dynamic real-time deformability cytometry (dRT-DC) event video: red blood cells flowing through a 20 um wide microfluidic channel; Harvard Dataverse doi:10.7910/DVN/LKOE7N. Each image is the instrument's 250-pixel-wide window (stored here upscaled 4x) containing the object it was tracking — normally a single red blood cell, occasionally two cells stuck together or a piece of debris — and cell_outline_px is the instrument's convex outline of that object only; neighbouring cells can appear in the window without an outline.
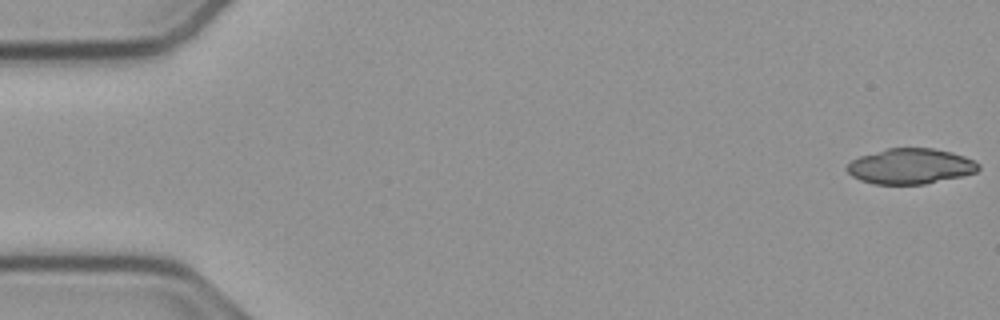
{"species": "common noctule bat (a hibernating species)", "species_latin": "Nyctalus noctula", "temperature_condition": "cold", "stored_images_in_passage": 19, "camera_frame_rate_fps": 3000, "um_per_image_px": 0.085, "animal": {"sex": "male", "body_mass_g": 23.1, "forearm_length_mm": 52.7}, "frame": {"image": 1, "passage_image": 1, "time_ms": 0.0, "image_size_px": [1000, 320], "cell_outline_px": [[980, 168], [976, 172], [960, 176], [924, 184], [872, 184], [860, 180], [852, 176], [844, 168], [852, 160], [860, 156], [888, 148], [932, 148], [952, 152], [964, 156], [980, 164]], "centroid_in_image_um": [77.37, 14.13], "position_along_channel_um": 7.6, "area_um2": 27.05}}